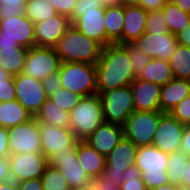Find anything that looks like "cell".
<instances>
[{"instance_id":"cell-14","label":"cell","mask_w":190,"mask_h":190,"mask_svg":"<svg viewBox=\"0 0 190 190\" xmlns=\"http://www.w3.org/2000/svg\"><path fill=\"white\" fill-rule=\"evenodd\" d=\"M184 128L170 113H162L152 145L167 154L179 151Z\"/></svg>"},{"instance_id":"cell-16","label":"cell","mask_w":190,"mask_h":190,"mask_svg":"<svg viewBox=\"0 0 190 190\" xmlns=\"http://www.w3.org/2000/svg\"><path fill=\"white\" fill-rule=\"evenodd\" d=\"M41 135V152L48 159L56 152L66 151L77 139L70 128L51 126L38 121Z\"/></svg>"},{"instance_id":"cell-30","label":"cell","mask_w":190,"mask_h":190,"mask_svg":"<svg viewBox=\"0 0 190 190\" xmlns=\"http://www.w3.org/2000/svg\"><path fill=\"white\" fill-rule=\"evenodd\" d=\"M169 32L178 34L190 25V14L181 10L175 3L168 0L162 8Z\"/></svg>"},{"instance_id":"cell-4","label":"cell","mask_w":190,"mask_h":190,"mask_svg":"<svg viewBox=\"0 0 190 190\" xmlns=\"http://www.w3.org/2000/svg\"><path fill=\"white\" fill-rule=\"evenodd\" d=\"M168 154L154 145L138 147L135 165L141 171L147 190L170 183L167 175Z\"/></svg>"},{"instance_id":"cell-5","label":"cell","mask_w":190,"mask_h":190,"mask_svg":"<svg viewBox=\"0 0 190 190\" xmlns=\"http://www.w3.org/2000/svg\"><path fill=\"white\" fill-rule=\"evenodd\" d=\"M58 72L63 88L83 96L97 94L96 65L62 62Z\"/></svg>"},{"instance_id":"cell-18","label":"cell","mask_w":190,"mask_h":190,"mask_svg":"<svg viewBox=\"0 0 190 190\" xmlns=\"http://www.w3.org/2000/svg\"><path fill=\"white\" fill-rule=\"evenodd\" d=\"M135 44L150 58L168 61L178 45L176 35L145 32Z\"/></svg>"},{"instance_id":"cell-35","label":"cell","mask_w":190,"mask_h":190,"mask_svg":"<svg viewBox=\"0 0 190 190\" xmlns=\"http://www.w3.org/2000/svg\"><path fill=\"white\" fill-rule=\"evenodd\" d=\"M83 95L71 92L61 87L56 93L49 97L61 110L70 113L72 109L81 101Z\"/></svg>"},{"instance_id":"cell-28","label":"cell","mask_w":190,"mask_h":190,"mask_svg":"<svg viewBox=\"0 0 190 190\" xmlns=\"http://www.w3.org/2000/svg\"><path fill=\"white\" fill-rule=\"evenodd\" d=\"M124 6H107L105 9L106 46L116 43L122 36L124 26Z\"/></svg>"},{"instance_id":"cell-37","label":"cell","mask_w":190,"mask_h":190,"mask_svg":"<svg viewBox=\"0 0 190 190\" xmlns=\"http://www.w3.org/2000/svg\"><path fill=\"white\" fill-rule=\"evenodd\" d=\"M123 173L124 177L120 183L121 190H147L141 178V171L136 165L130 166Z\"/></svg>"},{"instance_id":"cell-50","label":"cell","mask_w":190,"mask_h":190,"mask_svg":"<svg viewBox=\"0 0 190 190\" xmlns=\"http://www.w3.org/2000/svg\"><path fill=\"white\" fill-rule=\"evenodd\" d=\"M10 180V169L7 158H0V183Z\"/></svg>"},{"instance_id":"cell-60","label":"cell","mask_w":190,"mask_h":190,"mask_svg":"<svg viewBox=\"0 0 190 190\" xmlns=\"http://www.w3.org/2000/svg\"><path fill=\"white\" fill-rule=\"evenodd\" d=\"M10 75L0 67V83H6Z\"/></svg>"},{"instance_id":"cell-58","label":"cell","mask_w":190,"mask_h":190,"mask_svg":"<svg viewBox=\"0 0 190 190\" xmlns=\"http://www.w3.org/2000/svg\"><path fill=\"white\" fill-rule=\"evenodd\" d=\"M71 190H96V186L94 182L92 181L89 184L71 188Z\"/></svg>"},{"instance_id":"cell-57","label":"cell","mask_w":190,"mask_h":190,"mask_svg":"<svg viewBox=\"0 0 190 190\" xmlns=\"http://www.w3.org/2000/svg\"><path fill=\"white\" fill-rule=\"evenodd\" d=\"M140 1L143 0H119V4L122 6H139Z\"/></svg>"},{"instance_id":"cell-33","label":"cell","mask_w":190,"mask_h":190,"mask_svg":"<svg viewBox=\"0 0 190 190\" xmlns=\"http://www.w3.org/2000/svg\"><path fill=\"white\" fill-rule=\"evenodd\" d=\"M188 160L189 157L181 150L168 154L166 171L171 184L180 186V177Z\"/></svg>"},{"instance_id":"cell-40","label":"cell","mask_w":190,"mask_h":190,"mask_svg":"<svg viewBox=\"0 0 190 190\" xmlns=\"http://www.w3.org/2000/svg\"><path fill=\"white\" fill-rule=\"evenodd\" d=\"M170 114L180 123L190 125V95L182 99Z\"/></svg>"},{"instance_id":"cell-27","label":"cell","mask_w":190,"mask_h":190,"mask_svg":"<svg viewBox=\"0 0 190 190\" xmlns=\"http://www.w3.org/2000/svg\"><path fill=\"white\" fill-rule=\"evenodd\" d=\"M28 48H2L0 50V67L10 76H17L24 70Z\"/></svg>"},{"instance_id":"cell-42","label":"cell","mask_w":190,"mask_h":190,"mask_svg":"<svg viewBox=\"0 0 190 190\" xmlns=\"http://www.w3.org/2000/svg\"><path fill=\"white\" fill-rule=\"evenodd\" d=\"M42 83L48 98L62 87L59 72L50 74L49 76L45 77L42 80Z\"/></svg>"},{"instance_id":"cell-31","label":"cell","mask_w":190,"mask_h":190,"mask_svg":"<svg viewBox=\"0 0 190 190\" xmlns=\"http://www.w3.org/2000/svg\"><path fill=\"white\" fill-rule=\"evenodd\" d=\"M168 62L176 79L190 81V47L178 44Z\"/></svg>"},{"instance_id":"cell-23","label":"cell","mask_w":190,"mask_h":190,"mask_svg":"<svg viewBox=\"0 0 190 190\" xmlns=\"http://www.w3.org/2000/svg\"><path fill=\"white\" fill-rule=\"evenodd\" d=\"M188 95H190V81L172 79L161 87L160 111L162 113H170Z\"/></svg>"},{"instance_id":"cell-21","label":"cell","mask_w":190,"mask_h":190,"mask_svg":"<svg viewBox=\"0 0 190 190\" xmlns=\"http://www.w3.org/2000/svg\"><path fill=\"white\" fill-rule=\"evenodd\" d=\"M123 136V126L104 121L85 141L106 157Z\"/></svg>"},{"instance_id":"cell-3","label":"cell","mask_w":190,"mask_h":190,"mask_svg":"<svg viewBox=\"0 0 190 190\" xmlns=\"http://www.w3.org/2000/svg\"><path fill=\"white\" fill-rule=\"evenodd\" d=\"M104 122L99 94L83 96L70 112V126L77 140L85 141Z\"/></svg>"},{"instance_id":"cell-53","label":"cell","mask_w":190,"mask_h":190,"mask_svg":"<svg viewBox=\"0 0 190 190\" xmlns=\"http://www.w3.org/2000/svg\"><path fill=\"white\" fill-rule=\"evenodd\" d=\"M0 190H19L18 183L13 180H7L0 183Z\"/></svg>"},{"instance_id":"cell-29","label":"cell","mask_w":190,"mask_h":190,"mask_svg":"<svg viewBox=\"0 0 190 190\" xmlns=\"http://www.w3.org/2000/svg\"><path fill=\"white\" fill-rule=\"evenodd\" d=\"M34 118L51 126L62 128H69L70 126V113L61 110L49 98L41 106L40 111Z\"/></svg>"},{"instance_id":"cell-34","label":"cell","mask_w":190,"mask_h":190,"mask_svg":"<svg viewBox=\"0 0 190 190\" xmlns=\"http://www.w3.org/2000/svg\"><path fill=\"white\" fill-rule=\"evenodd\" d=\"M40 179L43 190H71L64 175L56 167L47 165Z\"/></svg>"},{"instance_id":"cell-2","label":"cell","mask_w":190,"mask_h":190,"mask_svg":"<svg viewBox=\"0 0 190 190\" xmlns=\"http://www.w3.org/2000/svg\"><path fill=\"white\" fill-rule=\"evenodd\" d=\"M61 62L94 64L101 57L103 46L71 26L54 46Z\"/></svg>"},{"instance_id":"cell-32","label":"cell","mask_w":190,"mask_h":190,"mask_svg":"<svg viewBox=\"0 0 190 190\" xmlns=\"http://www.w3.org/2000/svg\"><path fill=\"white\" fill-rule=\"evenodd\" d=\"M58 14L49 0H27L25 16L34 24Z\"/></svg>"},{"instance_id":"cell-55","label":"cell","mask_w":190,"mask_h":190,"mask_svg":"<svg viewBox=\"0 0 190 190\" xmlns=\"http://www.w3.org/2000/svg\"><path fill=\"white\" fill-rule=\"evenodd\" d=\"M19 45L12 40H8V39H0V50H2V48H17Z\"/></svg>"},{"instance_id":"cell-43","label":"cell","mask_w":190,"mask_h":190,"mask_svg":"<svg viewBox=\"0 0 190 190\" xmlns=\"http://www.w3.org/2000/svg\"><path fill=\"white\" fill-rule=\"evenodd\" d=\"M16 100L14 77L6 79V83H0V102Z\"/></svg>"},{"instance_id":"cell-6","label":"cell","mask_w":190,"mask_h":190,"mask_svg":"<svg viewBox=\"0 0 190 190\" xmlns=\"http://www.w3.org/2000/svg\"><path fill=\"white\" fill-rule=\"evenodd\" d=\"M97 94L102 103L105 122L123 126L128 116L135 111L130 85Z\"/></svg>"},{"instance_id":"cell-8","label":"cell","mask_w":190,"mask_h":190,"mask_svg":"<svg viewBox=\"0 0 190 190\" xmlns=\"http://www.w3.org/2000/svg\"><path fill=\"white\" fill-rule=\"evenodd\" d=\"M79 141L76 140L67 147L66 151L56 152L47 159L48 165L58 168L71 188L86 185L93 181L79 163L77 156Z\"/></svg>"},{"instance_id":"cell-36","label":"cell","mask_w":190,"mask_h":190,"mask_svg":"<svg viewBox=\"0 0 190 190\" xmlns=\"http://www.w3.org/2000/svg\"><path fill=\"white\" fill-rule=\"evenodd\" d=\"M122 45L127 49L130 56L135 76H139L148 65L151 58L148 57L135 43H124Z\"/></svg>"},{"instance_id":"cell-54","label":"cell","mask_w":190,"mask_h":190,"mask_svg":"<svg viewBox=\"0 0 190 190\" xmlns=\"http://www.w3.org/2000/svg\"><path fill=\"white\" fill-rule=\"evenodd\" d=\"M175 3L181 10L190 14V0H170Z\"/></svg>"},{"instance_id":"cell-44","label":"cell","mask_w":190,"mask_h":190,"mask_svg":"<svg viewBox=\"0 0 190 190\" xmlns=\"http://www.w3.org/2000/svg\"><path fill=\"white\" fill-rule=\"evenodd\" d=\"M58 14L71 17L77 0H49Z\"/></svg>"},{"instance_id":"cell-39","label":"cell","mask_w":190,"mask_h":190,"mask_svg":"<svg viewBox=\"0 0 190 190\" xmlns=\"http://www.w3.org/2000/svg\"><path fill=\"white\" fill-rule=\"evenodd\" d=\"M27 0H0V19L25 14Z\"/></svg>"},{"instance_id":"cell-13","label":"cell","mask_w":190,"mask_h":190,"mask_svg":"<svg viewBox=\"0 0 190 190\" xmlns=\"http://www.w3.org/2000/svg\"><path fill=\"white\" fill-rule=\"evenodd\" d=\"M16 100L33 116L40 111L48 99L42 80L34 79L24 73L14 76Z\"/></svg>"},{"instance_id":"cell-19","label":"cell","mask_w":190,"mask_h":190,"mask_svg":"<svg viewBox=\"0 0 190 190\" xmlns=\"http://www.w3.org/2000/svg\"><path fill=\"white\" fill-rule=\"evenodd\" d=\"M105 9L103 6L96 10L80 11V17L72 23L75 29L99 42L103 47L106 46Z\"/></svg>"},{"instance_id":"cell-51","label":"cell","mask_w":190,"mask_h":190,"mask_svg":"<svg viewBox=\"0 0 190 190\" xmlns=\"http://www.w3.org/2000/svg\"><path fill=\"white\" fill-rule=\"evenodd\" d=\"M178 44L190 47V25L176 34Z\"/></svg>"},{"instance_id":"cell-61","label":"cell","mask_w":190,"mask_h":190,"mask_svg":"<svg viewBox=\"0 0 190 190\" xmlns=\"http://www.w3.org/2000/svg\"><path fill=\"white\" fill-rule=\"evenodd\" d=\"M179 190H190V186H179Z\"/></svg>"},{"instance_id":"cell-56","label":"cell","mask_w":190,"mask_h":190,"mask_svg":"<svg viewBox=\"0 0 190 190\" xmlns=\"http://www.w3.org/2000/svg\"><path fill=\"white\" fill-rule=\"evenodd\" d=\"M151 190H179V186L168 183V184L161 185L159 187L153 188Z\"/></svg>"},{"instance_id":"cell-17","label":"cell","mask_w":190,"mask_h":190,"mask_svg":"<svg viewBox=\"0 0 190 190\" xmlns=\"http://www.w3.org/2000/svg\"><path fill=\"white\" fill-rule=\"evenodd\" d=\"M71 26L70 18L61 14H56L45 21L35 23V46L54 47Z\"/></svg>"},{"instance_id":"cell-1","label":"cell","mask_w":190,"mask_h":190,"mask_svg":"<svg viewBox=\"0 0 190 190\" xmlns=\"http://www.w3.org/2000/svg\"><path fill=\"white\" fill-rule=\"evenodd\" d=\"M135 78L130 56L122 44L103 47L96 63L97 92L129 86Z\"/></svg>"},{"instance_id":"cell-12","label":"cell","mask_w":190,"mask_h":190,"mask_svg":"<svg viewBox=\"0 0 190 190\" xmlns=\"http://www.w3.org/2000/svg\"><path fill=\"white\" fill-rule=\"evenodd\" d=\"M10 154L41 152V135L38 121H29L8 129Z\"/></svg>"},{"instance_id":"cell-49","label":"cell","mask_w":190,"mask_h":190,"mask_svg":"<svg viewBox=\"0 0 190 190\" xmlns=\"http://www.w3.org/2000/svg\"><path fill=\"white\" fill-rule=\"evenodd\" d=\"M180 150L183 151L190 159V125H185Z\"/></svg>"},{"instance_id":"cell-52","label":"cell","mask_w":190,"mask_h":190,"mask_svg":"<svg viewBox=\"0 0 190 190\" xmlns=\"http://www.w3.org/2000/svg\"><path fill=\"white\" fill-rule=\"evenodd\" d=\"M180 186H190V159L184 166L183 176L180 177Z\"/></svg>"},{"instance_id":"cell-20","label":"cell","mask_w":190,"mask_h":190,"mask_svg":"<svg viewBox=\"0 0 190 190\" xmlns=\"http://www.w3.org/2000/svg\"><path fill=\"white\" fill-rule=\"evenodd\" d=\"M135 111H160L161 87L158 84L135 78L131 84Z\"/></svg>"},{"instance_id":"cell-11","label":"cell","mask_w":190,"mask_h":190,"mask_svg":"<svg viewBox=\"0 0 190 190\" xmlns=\"http://www.w3.org/2000/svg\"><path fill=\"white\" fill-rule=\"evenodd\" d=\"M7 159L10 179L17 183L41 178L48 165V160L42 152L10 154Z\"/></svg>"},{"instance_id":"cell-46","label":"cell","mask_w":190,"mask_h":190,"mask_svg":"<svg viewBox=\"0 0 190 190\" xmlns=\"http://www.w3.org/2000/svg\"><path fill=\"white\" fill-rule=\"evenodd\" d=\"M9 155L8 129L0 126V158H8Z\"/></svg>"},{"instance_id":"cell-9","label":"cell","mask_w":190,"mask_h":190,"mask_svg":"<svg viewBox=\"0 0 190 190\" xmlns=\"http://www.w3.org/2000/svg\"><path fill=\"white\" fill-rule=\"evenodd\" d=\"M61 63V59L56 54L54 47L34 46L29 48L27 52L22 73L34 79L43 80L50 74L58 72Z\"/></svg>"},{"instance_id":"cell-22","label":"cell","mask_w":190,"mask_h":190,"mask_svg":"<svg viewBox=\"0 0 190 190\" xmlns=\"http://www.w3.org/2000/svg\"><path fill=\"white\" fill-rule=\"evenodd\" d=\"M147 14L140 6H124L122 36L116 43H135L145 33Z\"/></svg>"},{"instance_id":"cell-15","label":"cell","mask_w":190,"mask_h":190,"mask_svg":"<svg viewBox=\"0 0 190 190\" xmlns=\"http://www.w3.org/2000/svg\"><path fill=\"white\" fill-rule=\"evenodd\" d=\"M34 32V23L25 14L0 19V39L15 41L29 49L35 46Z\"/></svg>"},{"instance_id":"cell-7","label":"cell","mask_w":190,"mask_h":190,"mask_svg":"<svg viewBox=\"0 0 190 190\" xmlns=\"http://www.w3.org/2000/svg\"><path fill=\"white\" fill-rule=\"evenodd\" d=\"M161 114V111H134L123 125L124 137L137 147L152 145Z\"/></svg>"},{"instance_id":"cell-47","label":"cell","mask_w":190,"mask_h":190,"mask_svg":"<svg viewBox=\"0 0 190 190\" xmlns=\"http://www.w3.org/2000/svg\"><path fill=\"white\" fill-rule=\"evenodd\" d=\"M168 0H143L140 1L139 6L145 11L160 10L164 7Z\"/></svg>"},{"instance_id":"cell-59","label":"cell","mask_w":190,"mask_h":190,"mask_svg":"<svg viewBox=\"0 0 190 190\" xmlns=\"http://www.w3.org/2000/svg\"><path fill=\"white\" fill-rule=\"evenodd\" d=\"M96 1H99L102 6H116V5H119V0H96Z\"/></svg>"},{"instance_id":"cell-48","label":"cell","mask_w":190,"mask_h":190,"mask_svg":"<svg viewBox=\"0 0 190 190\" xmlns=\"http://www.w3.org/2000/svg\"><path fill=\"white\" fill-rule=\"evenodd\" d=\"M19 190H43L40 178L29 179L18 183Z\"/></svg>"},{"instance_id":"cell-26","label":"cell","mask_w":190,"mask_h":190,"mask_svg":"<svg viewBox=\"0 0 190 190\" xmlns=\"http://www.w3.org/2000/svg\"><path fill=\"white\" fill-rule=\"evenodd\" d=\"M32 117L17 100L0 102V126L6 129L27 122Z\"/></svg>"},{"instance_id":"cell-25","label":"cell","mask_w":190,"mask_h":190,"mask_svg":"<svg viewBox=\"0 0 190 190\" xmlns=\"http://www.w3.org/2000/svg\"><path fill=\"white\" fill-rule=\"evenodd\" d=\"M137 78L163 86L175 77L168 61L151 58L148 65Z\"/></svg>"},{"instance_id":"cell-10","label":"cell","mask_w":190,"mask_h":190,"mask_svg":"<svg viewBox=\"0 0 190 190\" xmlns=\"http://www.w3.org/2000/svg\"><path fill=\"white\" fill-rule=\"evenodd\" d=\"M137 148L131 140L123 136L117 146L106 156V166L101 176L120 184L124 177L123 172L135 165Z\"/></svg>"},{"instance_id":"cell-41","label":"cell","mask_w":190,"mask_h":190,"mask_svg":"<svg viewBox=\"0 0 190 190\" xmlns=\"http://www.w3.org/2000/svg\"><path fill=\"white\" fill-rule=\"evenodd\" d=\"M102 7V4L96 0H77L74 12L70 17L71 24L80 17V11L96 10V8Z\"/></svg>"},{"instance_id":"cell-45","label":"cell","mask_w":190,"mask_h":190,"mask_svg":"<svg viewBox=\"0 0 190 190\" xmlns=\"http://www.w3.org/2000/svg\"><path fill=\"white\" fill-rule=\"evenodd\" d=\"M96 190H121L120 184L116 181L104 179L101 175L93 179Z\"/></svg>"},{"instance_id":"cell-24","label":"cell","mask_w":190,"mask_h":190,"mask_svg":"<svg viewBox=\"0 0 190 190\" xmlns=\"http://www.w3.org/2000/svg\"><path fill=\"white\" fill-rule=\"evenodd\" d=\"M77 156L80 165L90 178L100 176L106 166V157L94 149L87 141H79Z\"/></svg>"},{"instance_id":"cell-38","label":"cell","mask_w":190,"mask_h":190,"mask_svg":"<svg viewBox=\"0 0 190 190\" xmlns=\"http://www.w3.org/2000/svg\"><path fill=\"white\" fill-rule=\"evenodd\" d=\"M145 32L153 35L154 33H161L162 35L169 32L164 11L162 9L148 12Z\"/></svg>"}]
</instances>
